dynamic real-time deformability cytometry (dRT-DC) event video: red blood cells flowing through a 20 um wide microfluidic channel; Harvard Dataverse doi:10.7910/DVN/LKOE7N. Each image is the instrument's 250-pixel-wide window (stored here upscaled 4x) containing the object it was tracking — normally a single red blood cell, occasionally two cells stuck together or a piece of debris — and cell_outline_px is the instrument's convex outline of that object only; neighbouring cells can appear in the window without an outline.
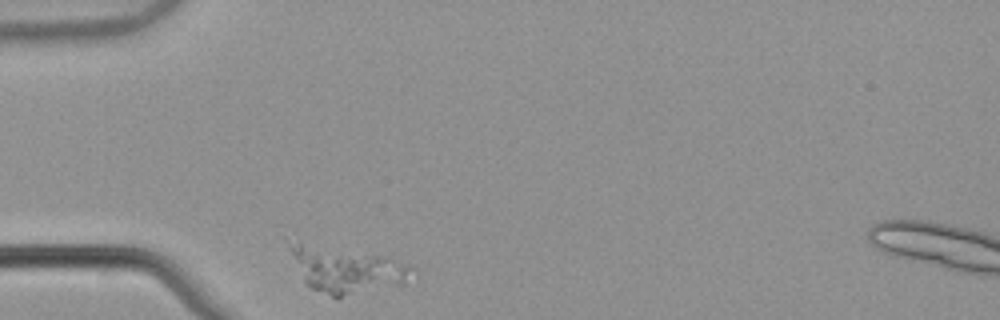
{"species": "common noctule bat (a hibernating species)", "species_latin": "Nyctalus noctula", "temperature_condition": "warm", "stored_images_in_passage": 32, "camera_frame_rate_fps": 3000, "um_per_image_px": 0.085, "animal": {"sex": "male", "body_mass_g": 21.5, "forearm_length_mm": 52.0}, "frame": {"image": 1, "passage_image": 1, "time_ms": 0.0, "image_size_px": [1000, 320], "cell_outline_px": [[416, 268], [404, 284], [336, 300], [312, 288], [304, 280], [288, 248], [300, 244], [388, 256], [408, 264]], "centroid_in_image_um": [29.59, 23.02], "position_along_channel_um": 55.4, "area_um2": 32.08}}
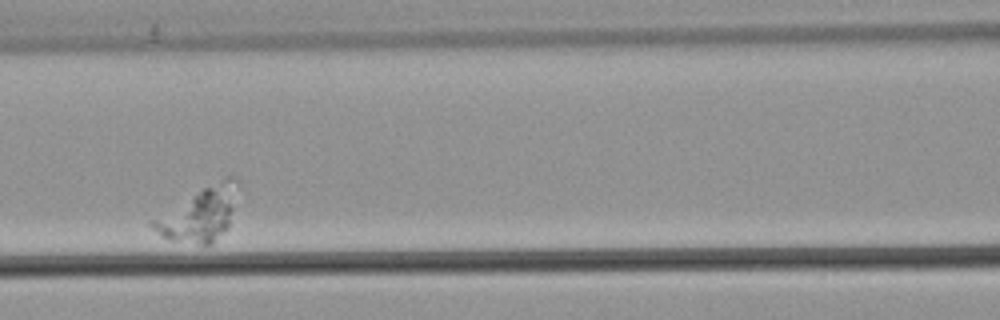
{"frame": {"image": 2, "passage_image": 11, "time_ms": 3.333, "image_size_px": [1000, 320], "cell_outline_px": [[240, 188], [228, 228], [212, 244], [200, 244], [168, 240], [152, 228], [148, 224], [148, 220], [224, 176], [236, 176], [240, 184]], "centroid_in_image_um": [17.0, 18.18], "position_along_channel_um": 149.6, "area_um2": 26.82}}
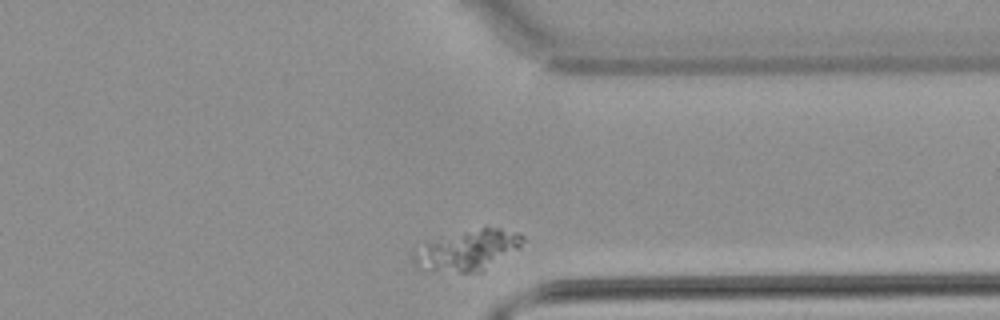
{"frame": {"image": 3, "passage_image": 31, "time_ms": 10.0, "image_size_px": [1000, 320], "cell_outline_px": [[524, 240], [520, 248], [480, 272], [460, 272], [416, 268], [412, 264], [412, 256], [428, 244], [464, 232], [480, 228], [500, 228], [520, 232], [524, 236]], "centroid_in_image_um": [39.86, 21.29], "position_along_channel_um": 371.5, "area_um2": 24.68}}